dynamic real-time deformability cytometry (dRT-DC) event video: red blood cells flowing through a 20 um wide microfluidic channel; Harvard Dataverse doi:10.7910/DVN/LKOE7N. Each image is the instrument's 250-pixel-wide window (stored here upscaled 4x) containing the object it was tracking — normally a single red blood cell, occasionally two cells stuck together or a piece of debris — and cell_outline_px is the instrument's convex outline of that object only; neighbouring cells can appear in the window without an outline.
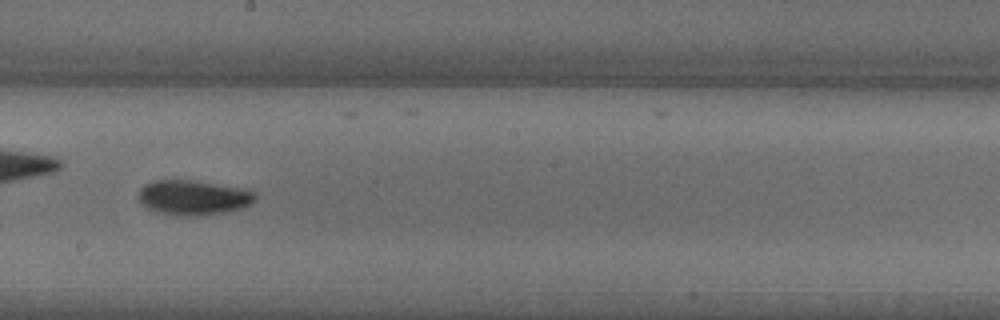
{"species": "common noctule bat (a hibernating species)", "species_latin": "Nyctalus noctula", "temperature_condition": "warm", "stored_images_in_passage": 33, "camera_frame_rate_fps": 3000, "um_per_image_px": 0.085, "animal": {"sex": "male", "body_mass_g": 18.8}, "frame": {"image": 1, "passage_image": 19, "time_ms": 6.0, "image_size_px": [1000, 320], "cell_outline_px": [[256, 200], [252, 204], [240, 208], [224, 212], [196, 216], [180, 216], [160, 212], [148, 208], [140, 200], [140, 188], [144, 184], [156, 180], [192, 180], [248, 188], [256, 192]], "centroid_in_image_um": [16.51, 16.77], "position_along_channel_um": 231.7, "area_um2": 23.76}}
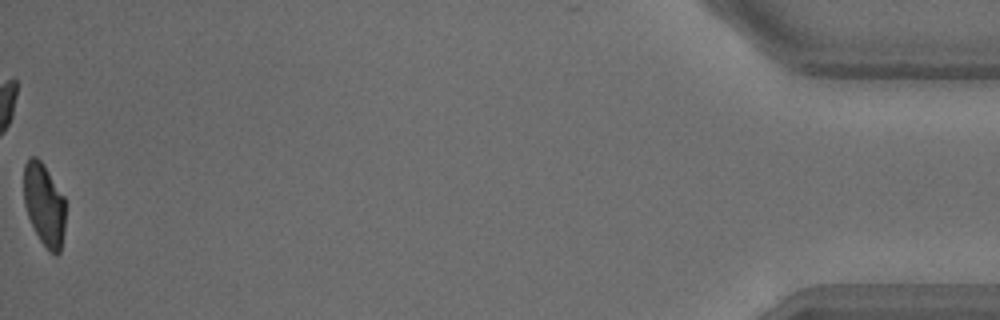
{"frame": {"image": 2, "passage_image": 33, "time_ms": 10.667, "image_size_px": [1000, 320], "cell_outline_px": [[64, 232], [60, 252], [56, 256], [48, 252], [40, 240], [28, 216], [24, 204], [24, 164], [32, 156], [36, 156], [44, 164], [64, 196]], "centroid_in_image_um": [3.76, 17.41], "position_along_channel_um": 431.4, "area_um2": 20.06}}